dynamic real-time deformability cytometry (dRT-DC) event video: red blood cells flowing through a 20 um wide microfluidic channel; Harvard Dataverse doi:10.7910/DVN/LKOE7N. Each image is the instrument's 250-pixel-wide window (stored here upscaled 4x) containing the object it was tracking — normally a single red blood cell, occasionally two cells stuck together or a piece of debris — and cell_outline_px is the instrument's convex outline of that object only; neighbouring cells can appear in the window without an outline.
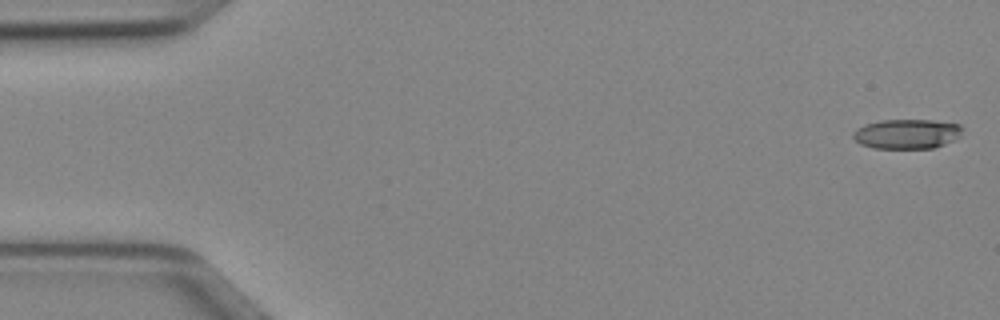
{"species": "Egyptian fruit bat (a non-hibernating species)", "species_latin": "Rousettus aegyptiacus", "temperature_condition": "cold", "stored_images_in_passage": 50, "camera_frame_rate_fps": 3000, "um_per_image_px": 0.085, "animal": {"sex": "female"}, "frame": {"image": 1, "passage_image": 1, "time_ms": 0.0, "image_size_px": [1000, 320], "cell_outline_px": [[964, 128], [960, 136], [956, 140], [932, 148], [872, 148], [860, 144], [852, 136], [852, 132], [864, 124], [880, 120], [932, 120], [960, 124]], "centroid_in_image_um": [77.1, 11.38], "position_along_channel_um": 7.9, "area_um2": 19.07}}
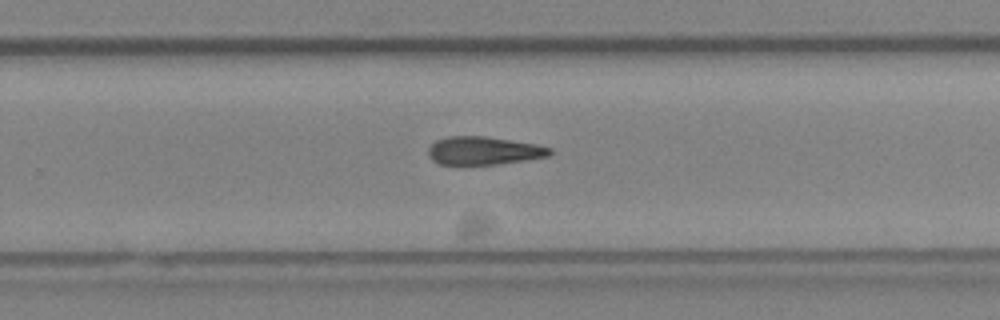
{"frame": {"image": 2, "passage_image": 32, "time_ms": 10.333, "image_size_px": [1000, 320], "cell_outline_px": [[552, 152], [548, 156], [524, 160], [496, 164], [440, 164], [432, 160], [428, 156], [428, 148], [436, 140], [448, 136], [484, 136], [536, 144], [552, 148]], "centroid_in_image_um": [41.09, 12.8], "position_along_channel_um": 288.7, "area_um2": 19.77}}
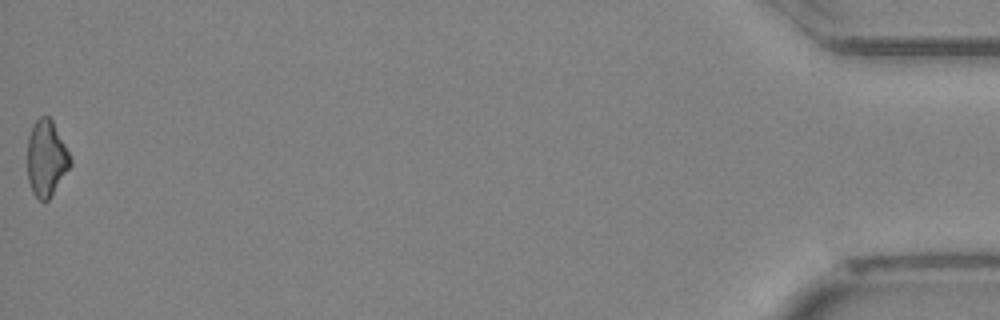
{"frame": {"image": 3, "passage_image": 50, "time_ms": 16.333, "image_size_px": [1000, 320], "cell_outline_px": [[72, 164], [48, 200], [40, 200], [32, 192], [28, 180], [28, 136], [36, 120], [40, 116], [48, 116], [52, 120], [72, 160]], "centroid_in_image_um": [3.93, 13.46], "position_along_channel_um": 431.3, "area_um2": 18.67}}